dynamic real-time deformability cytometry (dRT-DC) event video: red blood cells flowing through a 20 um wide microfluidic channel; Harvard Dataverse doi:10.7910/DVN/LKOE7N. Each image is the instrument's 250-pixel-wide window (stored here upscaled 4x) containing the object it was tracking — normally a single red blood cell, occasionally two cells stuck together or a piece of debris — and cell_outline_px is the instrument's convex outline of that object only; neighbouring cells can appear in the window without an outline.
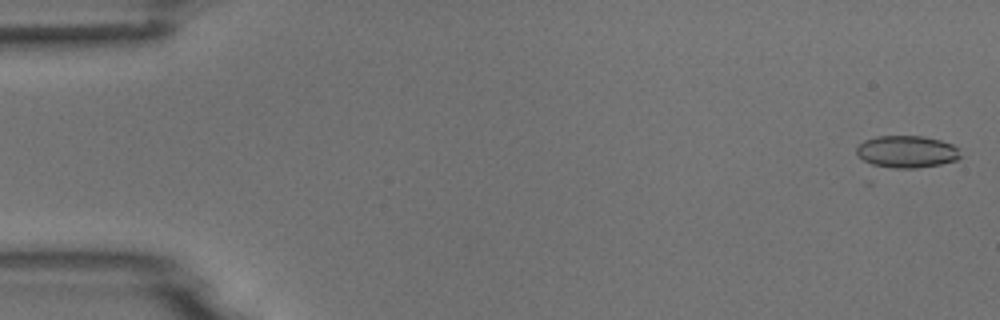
{"species": "common noctule bat (a hibernating species)", "species_latin": "Nyctalus noctula", "temperature_condition": "room temperature", "stored_images_in_passage": 5, "camera_frame_rate_fps": 3000, "um_per_image_px": 0.085, "animal": {"sex": "male", "body_mass_g": 18.8}, "frame": {"image": 1, "passage_image": 1, "time_ms": 0.0, "image_size_px": [1000, 320], "cell_outline_px": [[960, 156], [956, 160], [940, 164], [916, 168], [896, 168], [872, 164], [856, 156], [856, 148], [864, 140], [876, 136], [924, 136], [940, 140], [952, 144], [960, 148]], "centroid_in_image_um": [77.07, 12.88], "position_along_channel_um": 7.9, "area_um2": 19.48}}
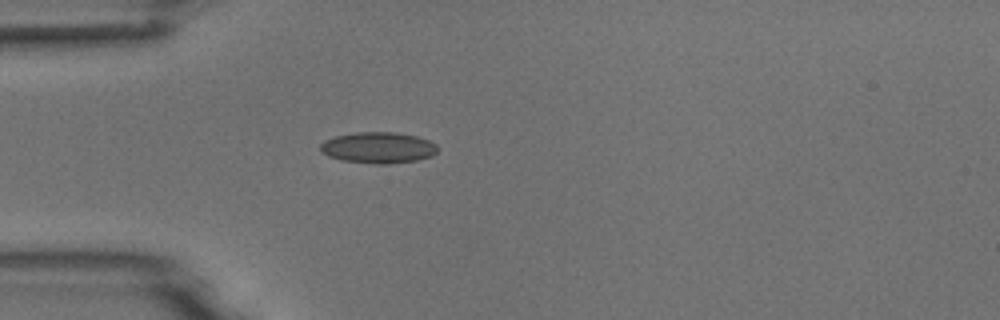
{"frame": {"image": 2, "passage_image": 5, "time_ms": 4.667, "image_size_px": [1000, 320], "cell_outline_px": [[436, 152], [432, 156], [416, 160], [388, 164], [376, 164], [340, 160], [328, 156], [320, 152], [320, 144], [324, 140], [336, 136], [356, 132], [396, 132], [416, 136], [428, 140], [436, 144]], "centroid_in_image_um": [32.11, 12.55], "position_along_channel_um": 52.9, "area_um2": 21.33}}